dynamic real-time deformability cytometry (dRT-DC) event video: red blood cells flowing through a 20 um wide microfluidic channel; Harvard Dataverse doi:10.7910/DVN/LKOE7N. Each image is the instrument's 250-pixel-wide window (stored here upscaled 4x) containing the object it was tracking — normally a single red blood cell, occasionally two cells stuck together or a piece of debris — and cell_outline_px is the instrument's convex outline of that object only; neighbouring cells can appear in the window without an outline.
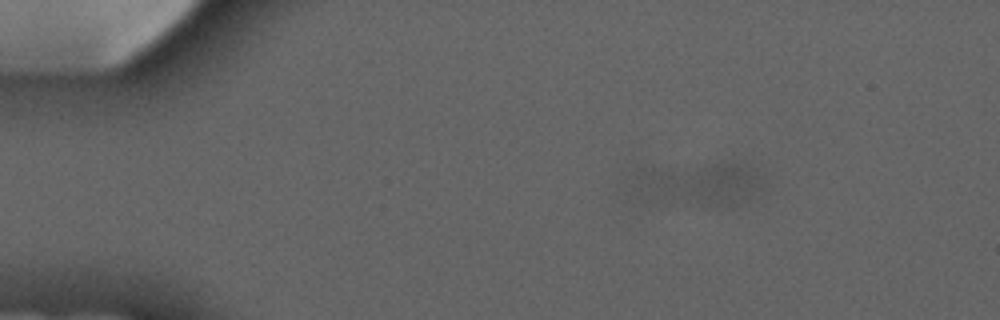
{"species": "common noctule bat (a hibernating species)", "species_latin": "Nyctalus noctula", "temperature_condition": "cold", "stored_images_in_passage": 5, "segment_of_instrument_passage": [2, 2], "camera_frame_rate_fps": 3000, "um_per_image_px": 0.085, "animal": {"sex": "male", "forearm_length_mm": 52.5}, "frame": {"image": 1, "passage_image": 2, "time_ms": 1.0, "image_size_px": [1000, 320], "cell_outline_px": [[764, 188], [736, 204], [704, 204], [644, 188], [636, 176], [640, 168], [716, 164], [744, 164], [756, 172]], "centroid_in_image_um": [59.78, 15.5], "position_along_channel_um": 25.2, "area_um2": 28.03}}